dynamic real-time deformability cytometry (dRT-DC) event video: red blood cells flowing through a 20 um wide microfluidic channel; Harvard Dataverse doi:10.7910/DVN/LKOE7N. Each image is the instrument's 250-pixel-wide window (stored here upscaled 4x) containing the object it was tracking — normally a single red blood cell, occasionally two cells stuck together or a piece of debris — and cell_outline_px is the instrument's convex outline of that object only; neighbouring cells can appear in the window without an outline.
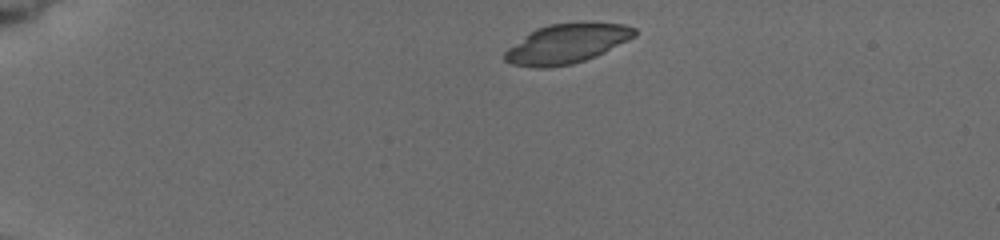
{"species": "common noctule bat (a hibernating species)", "species_latin": "Nyctalus noctula", "temperature_condition": "cold", "stored_images_in_passage": 4, "camera_frame_rate_fps": 3000, "um_per_image_px": 0.085, "animal": {"sex": "female", "body_mass_g": 19.5, "forearm_length_mm": 54.1}, "frame": {"image": 1, "passage_image": 1, "time_ms": 0.0, "image_size_px": [1000, 240], "cell_outline_px": [[636, 36], [596, 56], [572, 64], [548, 68], [536, 68], [512, 64], [504, 60], [504, 52], [508, 48], [536, 28], [548, 24], [584, 20], [624, 24], [636, 28]], "centroid_in_image_um": [48.2, 3.68], "position_along_channel_um": 36.8, "area_um2": 30.35}}